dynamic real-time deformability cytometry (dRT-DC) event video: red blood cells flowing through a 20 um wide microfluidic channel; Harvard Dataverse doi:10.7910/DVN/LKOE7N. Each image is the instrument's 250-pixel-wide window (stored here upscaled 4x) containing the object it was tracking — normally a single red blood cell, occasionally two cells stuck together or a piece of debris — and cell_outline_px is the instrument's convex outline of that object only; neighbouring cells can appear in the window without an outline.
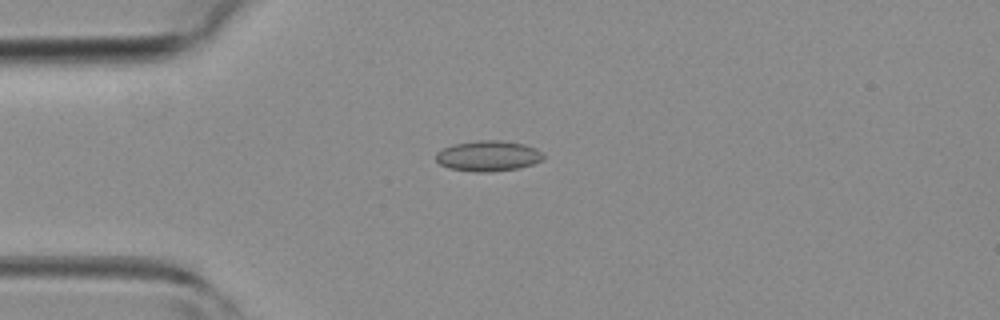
{"species": "common noctule bat (a hibernating species)", "species_latin": "Nyctalus noctula", "temperature_condition": "room temperature", "stored_images_in_passage": 5, "camera_frame_rate_fps": 3000, "um_per_image_px": 0.085, "animal": {"sex": "female", "body_mass_g": 19.3, "forearm_length_mm": 54.1}, "frame": {"image": 1, "passage_image": 5, "time_ms": 4.667, "image_size_px": [1000, 320], "cell_outline_px": [[544, 160], [520, 168], [488, 172], [476, 172], [448, 168], [440, 164], [436, 160], [436, 152], [444, 148], [456, 144], [476, 140], [500, 140], [524, 144], [536, 148], [544, 156]], "centroid_in_image_um": [41.5, 13.26], "position_along_channel_um": 43.5, "area_um2": 19.13}}